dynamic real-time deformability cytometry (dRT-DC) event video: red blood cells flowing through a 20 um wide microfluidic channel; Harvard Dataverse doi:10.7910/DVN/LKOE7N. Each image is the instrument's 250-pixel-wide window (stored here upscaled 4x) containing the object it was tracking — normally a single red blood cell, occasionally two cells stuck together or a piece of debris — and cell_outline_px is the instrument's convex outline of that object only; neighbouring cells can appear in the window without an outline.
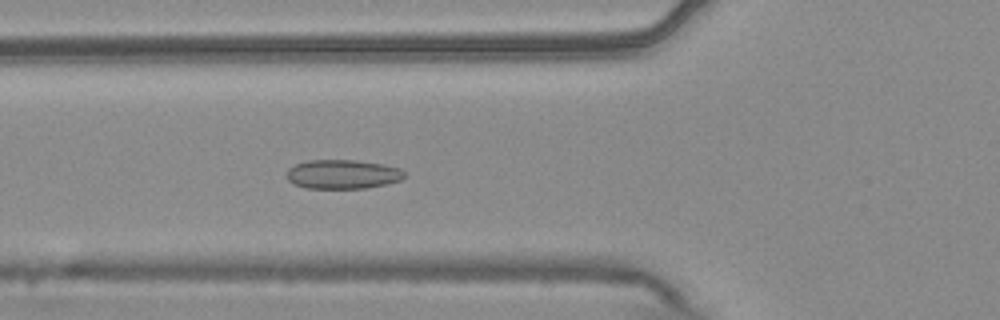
{"species": "common noctule bat (a hibernating species)", "species_latin": "Nyctalus noctula", "temperature_condition": "warm", "stored_images_in_passage": 54, "camera_frame_rate_fps": 3000, "um_per_image_px": 0.085, "animal": {"sex": "male", "body_mass_g": 20.4}, "frame": {"image": 1, "passage_image": 20, "time_ms": 6.333, "image_size_px": [1000, 320], "cell_outline_px": [[404, 176], [400, 180], [384, 184], [364, 188], [304, 188], [288, 180], [284, 176], [288, 168], [296, 164], [308, 160], [356, 160], [380, 164], [400, 168], [404, 172]], "centroid_in_image_um": [29.06, 14.8], "position_along_channel_um": 96.7, "area_um2": 19.88}}
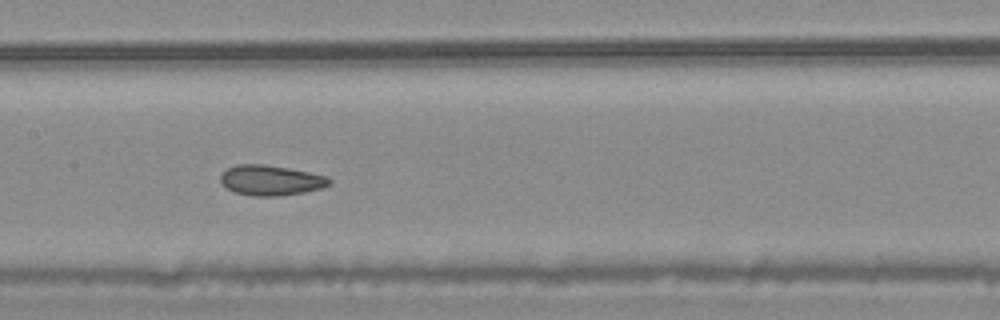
{"frame": {"image": 2, "passage_image": 27, "time_ms": 8.667, "image_size_px": [1000, 320], "cell_outline_px": [[332, 184], [320, 188], [304, 192], [276, 196], [252, 196], [236, 192], [228, 188], [220, 180], [220, 176], [228, 168], [236, 164], [264, 164], [288, 168], [328, 176], [332, 180]], "centroid_in_image_um": [23.05, 15.32], "position_along_channel_um": 184.4, "area_um2": 19.02}}
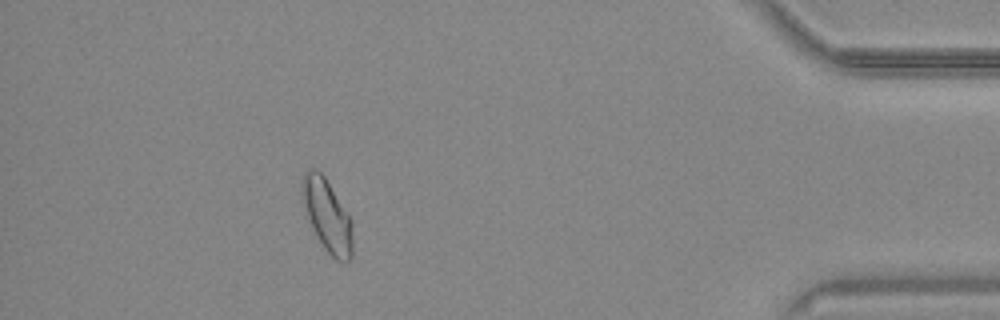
{"frame": {"image": 3, "passage_image": 49, "time_ms": 16.0, "image_size_px": [1000, 320], "cell_outline_px": [[352, 256], [348, 260], [336, 260], [324, 248], [316, 236], [312, 228], [300, 192], [300, 188], [304, 172], [308, 168], [316, 168], [324, 176], [352, 220]], "centroid_in_image_um": [27.79, 18.28], "position_along_channel_um": 407.4, "area_um2": 21.1}, "authors_computed_cell_mechanics": {"area_um2": 19.9988, "velocity_mm_per_s": 3.7405, "shape_relaxation_time_tau1_ms": 10.1261, "shape_relaxation_time_tau2_ms": 1.9546, "deformation_change_tau1": 0.1388, "deformation_change_tau2": 0.059}}